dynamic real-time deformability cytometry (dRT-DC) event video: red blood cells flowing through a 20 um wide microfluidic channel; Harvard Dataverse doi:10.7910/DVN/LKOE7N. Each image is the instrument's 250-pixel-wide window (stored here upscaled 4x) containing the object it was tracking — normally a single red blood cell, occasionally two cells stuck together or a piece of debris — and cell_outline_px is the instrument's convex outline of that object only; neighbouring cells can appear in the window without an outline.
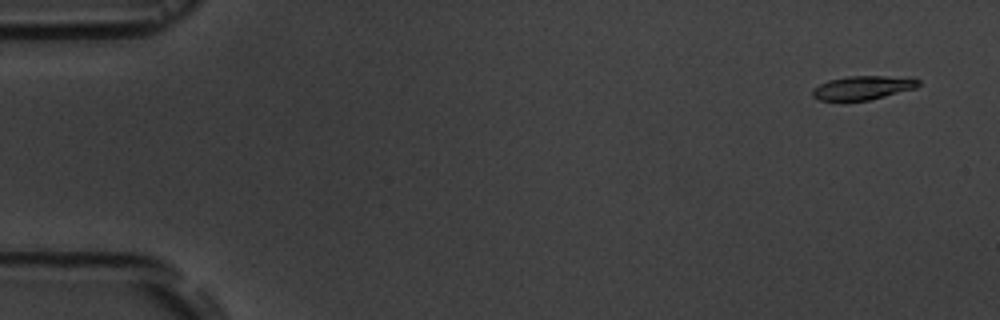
{"species": "common noctule bat (a hibernating species)", "species_latin": "Nyctalus noctula", "temperature_condition": "room temperature", "stored_images_in_passage": 4, "camera_frame_rate_fps": 3000, "um_per_image_px": 0.085, "animal": {"sex": "male", "body_mass_g": 19.5, "forearm_length_mm": 54.6}, "frame": {"image": 1, "passage_image": 1, "time_ms": 0.0, "image_size_px": [1000, 320], "cell_outline_px": [[920, 84], [916, 88], [868, 100], [820, 100], [812, 96], [812, 88], [828, 80], [848, 76], [912, 76], [920, 80]], "centroid_in_image_um": [73.39, 7.43], "position_along_channel_um": 11.6, "area_um2": 14.8}}
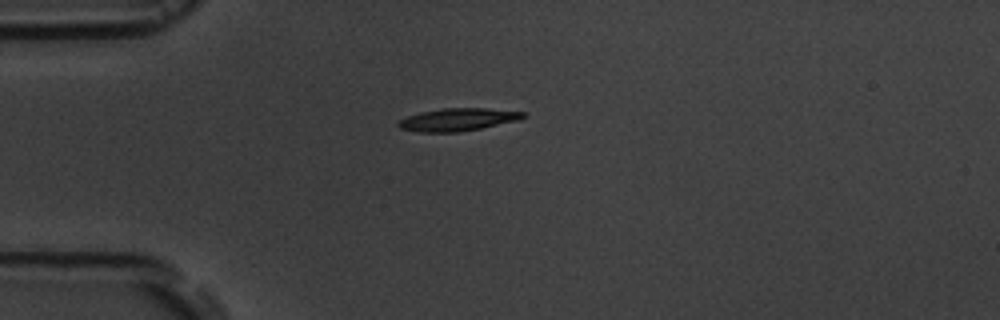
{"frame": {"image": 2, "passage_image": 4, "time_ms": 4.0, "image_size_px": [1000, 320], "cell_outline_px": [[528, 116], [520, 120], [460, 132], [420, 132], [400, 128], [396, 124], [400, 120], [408, 116], [420, 112], [444, 108], [484, 108], [528, 112]], "centroid_in_image_um": [38.97, 10.16], "position_along_channel_um": 46.0, "area_um2": 16.53}}